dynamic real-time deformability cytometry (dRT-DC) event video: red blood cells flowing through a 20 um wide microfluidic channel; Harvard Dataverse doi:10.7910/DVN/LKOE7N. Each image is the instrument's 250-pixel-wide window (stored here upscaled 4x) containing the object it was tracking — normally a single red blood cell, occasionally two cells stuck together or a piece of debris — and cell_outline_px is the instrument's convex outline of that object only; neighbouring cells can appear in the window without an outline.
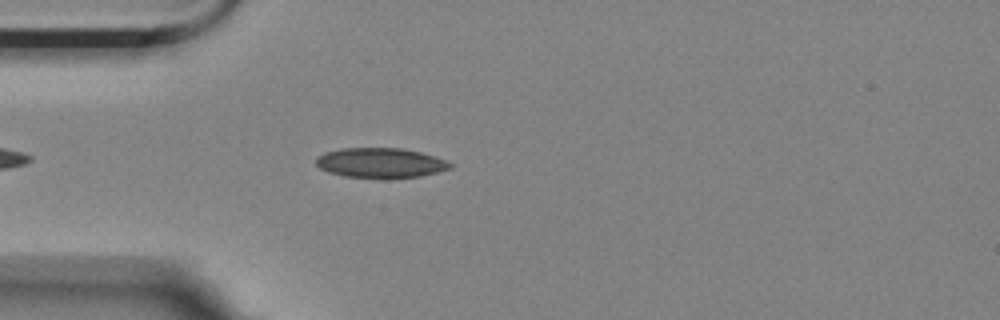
{"species": "Egyptian fruit bat (a non-hibernating species)", "species_latin": "Rousettus aegyptiacus", "temperature_condition": "room temperature", "stored_images_in_passage": 3, "camera_frame_rate_fps": 3000, "um_per_image_px": 0.085, "animal": {"sex": "female"}, "frame": {"image": 1, "passage_image": 3, "time_ms": 0.667, "image_size_px": [1000, 320], "cell_outline_px": [[452, 168], [420, 176], [388, 180], [384, 180], [344, 176], [328, 172], [320, 168], [316, 164], [316, 156], [324, 152], [344, 148], [404, 148], [420, 152], [444, 160], [452, 164]], "centroid_in_image_um": [32.31, 13.87], "position_along_channel_um": 52.7, "area_um2": 23.81}}